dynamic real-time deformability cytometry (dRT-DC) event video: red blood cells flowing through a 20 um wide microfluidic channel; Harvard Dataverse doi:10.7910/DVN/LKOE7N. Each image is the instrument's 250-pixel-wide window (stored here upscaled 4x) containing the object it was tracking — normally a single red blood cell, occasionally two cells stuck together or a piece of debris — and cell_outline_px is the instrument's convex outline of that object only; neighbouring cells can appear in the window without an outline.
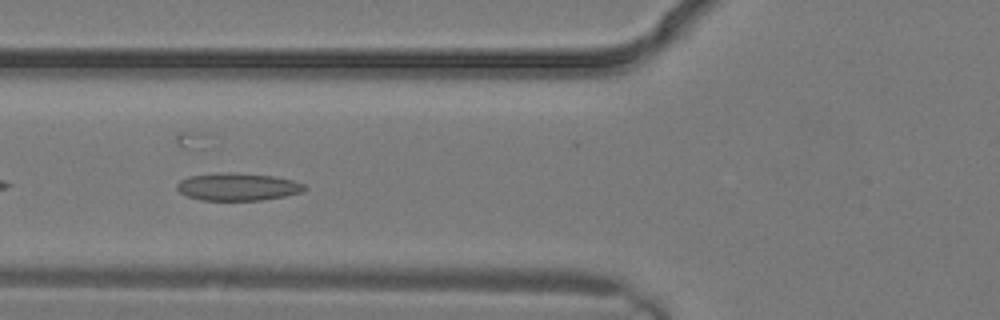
{"species": "common noctule bat (a hibernating species)", "species_latin": "Nyctalus noctula", "temperature_condition": "warm", "stored_images_in_passage": 2, "camera_frame_rate_fps": 3000, "um_per_image_px": 0.085, "animal": {"sex": "male", "body_mass_g": 19.2, "forearm_length_mm": 51.8}, "frame": {"image": 1, "passage_image": 2, "time_ms": 0.333, "image_size_px": [1000, 320], "cell_outline_px": [[308, 188], [304, 192], [284, 196], [260, 200], [200, 200], [188, 196], [180, 192], [176, 188], [176, 184], [180, 180], [188, 176], [220, 172], [232, 172], [276, 176], [292, 180], [304, 184]], "centroid_in_image_um": [20.21, 15.87], "position_along_channel_um": 105.6, "area_um2": 20.69}}